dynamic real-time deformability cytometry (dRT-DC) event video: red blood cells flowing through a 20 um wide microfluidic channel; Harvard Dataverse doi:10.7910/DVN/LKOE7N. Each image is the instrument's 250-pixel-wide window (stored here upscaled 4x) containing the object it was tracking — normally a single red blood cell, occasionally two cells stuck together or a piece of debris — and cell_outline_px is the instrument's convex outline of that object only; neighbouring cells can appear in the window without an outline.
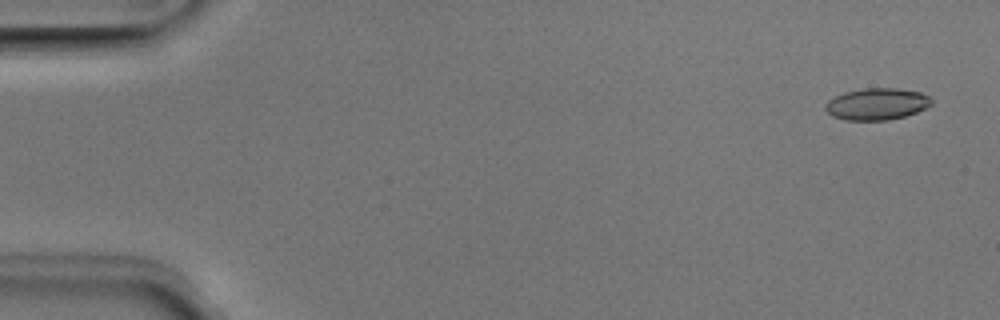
{"species": "Egyptian fruit bat (a non-hibernating species)", "species_latin": "Rousettus aegyptiacus", "temperature_condition": "room temperature", "stored_images_in_passage": 52, "camera_frame_rate_fps": 3000, "um_per_image_px": 0.085, "animal": {"sex": "male"}, "frame": {"image": 1, "passage_image": 3, "time_ms": 0.667, "image_size_px": [1000, 320], "cell_outline_px": [[932, 104], [916, 112], [904, 116], [888, 120], [844, 120], [832, 116], [824, 108], [824, 104], [828, 100], [844, 92], [864, 88], [896, 88], [920, 92], [928, 96], [932, 100]], "centroid_in_image_um": [74.5, 8.84], "position_along_channel_um": 10.5, "area_um2": 19.59}}
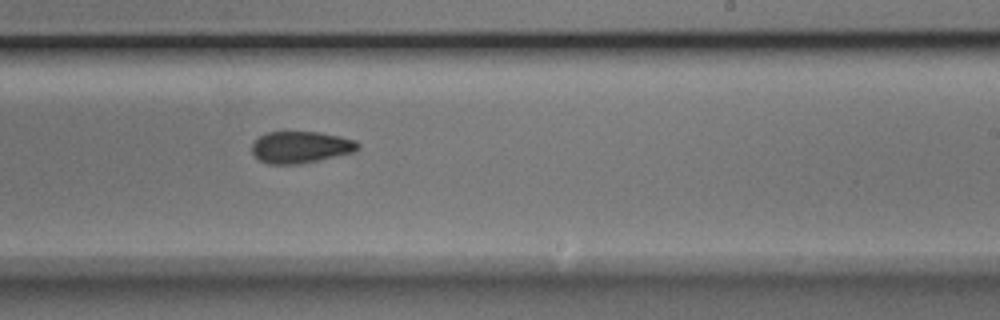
{"frame": {"image": 2, "passage_image": 32, "time_ms": 10.333, "image_size_px": [1000, 320], "cell_outline_px": [[360, 148], [356, 152], [300, 164], [268, 164], [260, 160], [252, 152], [252, 144], [260, 136], [268, 132], [320, 132], [340, 136], [356, 140], [360, 144]], "centroid_in_image_um": [25.61, 12.51], "position_along_channel_um": 263.4, "area_um2": 19.71}}
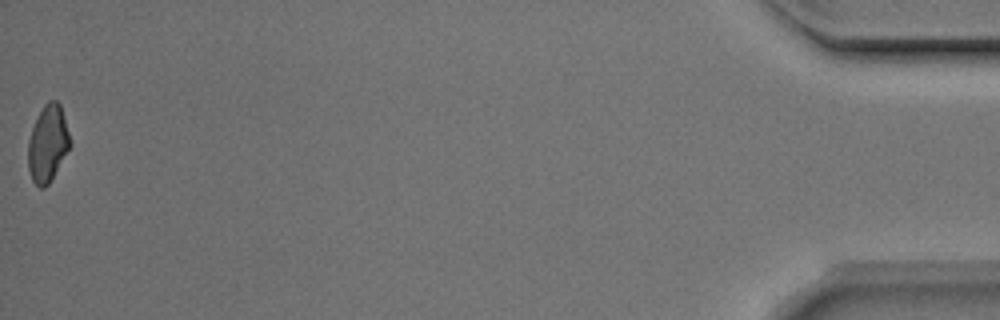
{"frame": {"image": 3, "passage_image": 52, "time_ms": 17.0, "image_size_px": [1000, 320], "cell_outline_px": [[72, 144], [48, 184], [44, 188], [40, 188], [32, 180], [28, 168], [28, 140], [32, 128], [44, 104], [48, 100], [56, 100], [60, 104]], "centroid_in_image_um": [4.06, 12.2], "position_along_channel_um": 431.1, "area_um2": 18.55}, "authors_computed_cell_mechanics": {"area_um2": 19.7965, "velocity_mm_per_s": 3.9661, "shape_relaxation_time_tau1_ms": 4.3907, "shape_relaxation_time_tau2_ms": 3.0126, "deformation_change_tau1": 0.1052, "deformation_change_tau2": 0.0812}}